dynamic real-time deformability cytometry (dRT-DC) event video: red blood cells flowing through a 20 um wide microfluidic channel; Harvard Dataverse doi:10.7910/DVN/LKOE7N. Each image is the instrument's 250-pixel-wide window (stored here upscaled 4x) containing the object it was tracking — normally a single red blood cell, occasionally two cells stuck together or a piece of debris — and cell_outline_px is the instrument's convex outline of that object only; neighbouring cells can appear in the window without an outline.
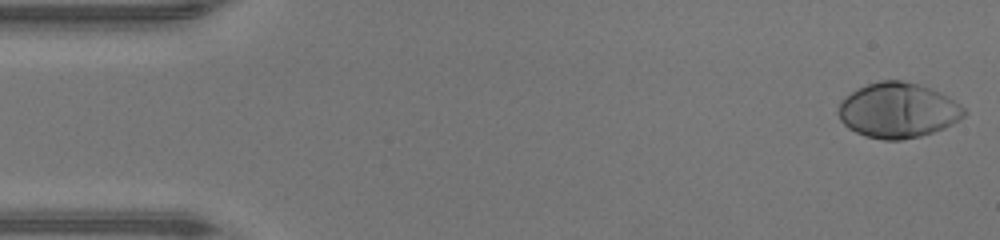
{"species": "human", "species_latin": "Homo sapiens", "temperature_condition": "warm", "stored_images_in_passage": 46, "camera_frame_rate_fps": 3000, "um_per_image_px": 0.085, "donor": {"sex": "male"}, "frame": {"image": 1, "passage_image": 1, "time_ms": 0.0, "image_size_px": [1000, 240], "cell_outline_px": [[968, 112], [964, 116], [952, 124], [944, 128], [920, 136], [900, 140], [884, 140], [864, 136], [848, 128], [840, 120], [836, 112], [840, 100], [852, 92], [868, 84], [880, 80], [900, 80], [920, 84], [932, 88], [940, 92], [960, 104]], "centroid_in_image_um": [76.31, 9.38], "position_along_channel_um": 8.7, "area_um2": 40.58}}
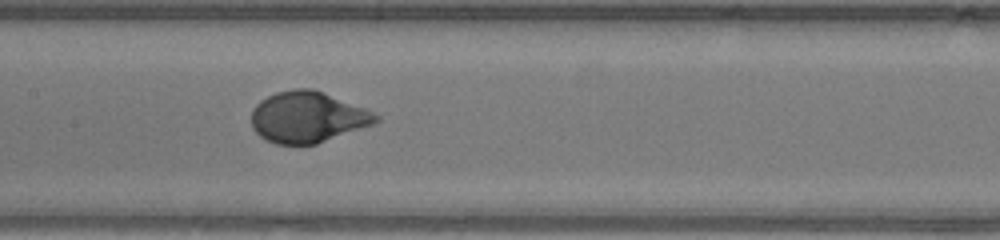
{"frame": {"image": 2, "passage_image": 22, "time_ms": 7.0, "image_size_px": [1000, 240], "cell_outline_px": [[380, 120], [372, 124], [316, 144], [276, 144], [260, 136], [252, 128], [252, 108], [260, 100], [276, 92], [296, 88], [312, 88], [324, 92], [364, 108], [380, 116]], "centroid_in_image_um": [26.12, 9.94], "position_along_channel_um": 181.3, "area_um2": 36.76}}
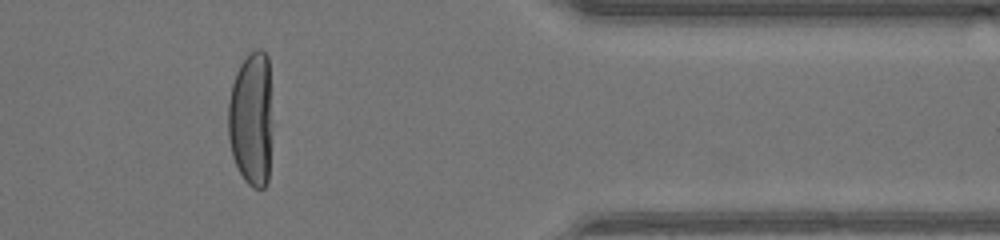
{"frame": {"image": 3, "passage_image": 38, "time_ms": 12.333, "image_size_px": [1000, 240], "cell_outline_px": [[272, 124], [268, 184], [264, 188], [252, 188], [244, 180], [232, 156], [228, 136], [228, 100], [232, 84], [236, 72], [240, 64], [248, 52], [256, 48], [260, 48], [268, 56]], "centroid_in_image_um": [21.37, 10.1], "position_along_channel_um": 390.0, "area_um2": 35.43}, "authors_computed_cell_mechanics": {"area_um2": 37.7434, "velocity_mm_per_s": 4.3929, "shape_relaxation_time_tau1_ms": 2.9948, "shape_relaxation_time_tau2_ms": null, "deformation_change_tau1": 0.2292, "deformation_change_tau2": null}}